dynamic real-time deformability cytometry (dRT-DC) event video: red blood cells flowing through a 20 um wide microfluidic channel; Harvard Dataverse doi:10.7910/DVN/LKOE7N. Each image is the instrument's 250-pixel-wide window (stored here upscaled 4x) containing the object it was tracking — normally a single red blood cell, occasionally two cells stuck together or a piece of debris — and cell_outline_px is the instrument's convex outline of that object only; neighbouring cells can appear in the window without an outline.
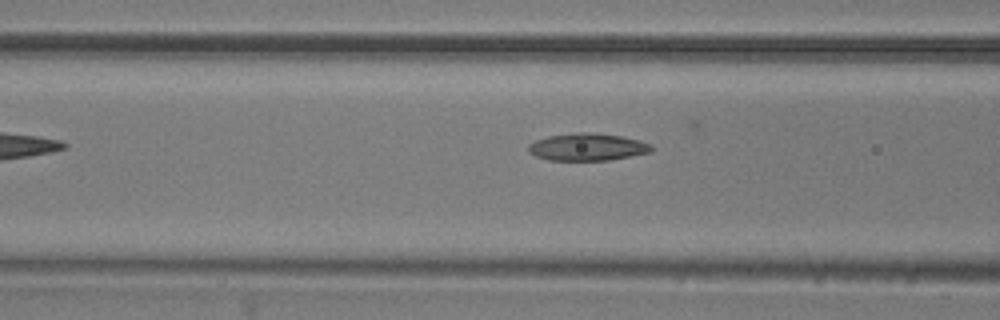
{"species": "common noctule bat (a hibernating species)", "species_latin": "Nyctalus noctula", "temperature_condition": "room temperature", "stored_images_in_passage": 8, "camera_frame_rate_fps": 3000, "um_per_image_px": 0.085, "animal": {"sex": "male", "body_mass_g": 20.5, "forearm_length_mm": 52.5}, "frame": {"image": 1, "passage_image": 4, "time_ms": 1.0, "image_size_px": [1000, 320], "cell_outline_px": [[652, 152], [608, 160], [548, 160], [536, 156], [528, 152], [528, 144], [536, 140], [548, 136], [576, 132], [588, 132], [624, 136], [640, 140], [652, 144]], "centroid_in_image_um": [49.94, 12.49], "position_along_channel_um": 116.7, "area_um2": 19.71}}
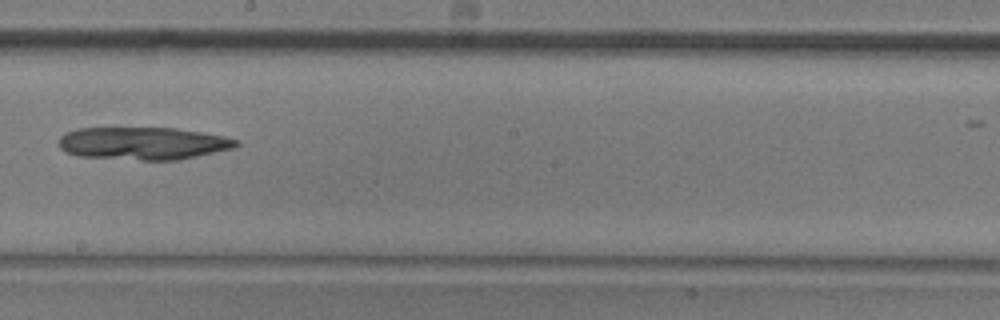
{"frame": {"image": 2, "passage_image": 7, "time_ms": 2.0, "image_size_px": [1000, 320], "cell_outline_px": [[240, 144], [236, 148], [180, 160], [140, 160], [76, 156], [64, 152], [60, 148], [60, 136], [68, 132], [80, 128], [176, 128], [224, 136], [240, 140]], "centroid_in_image_um": [12.21, 12.19], "position_along_channel_um": 236.0, "area_um2": 33.99}}
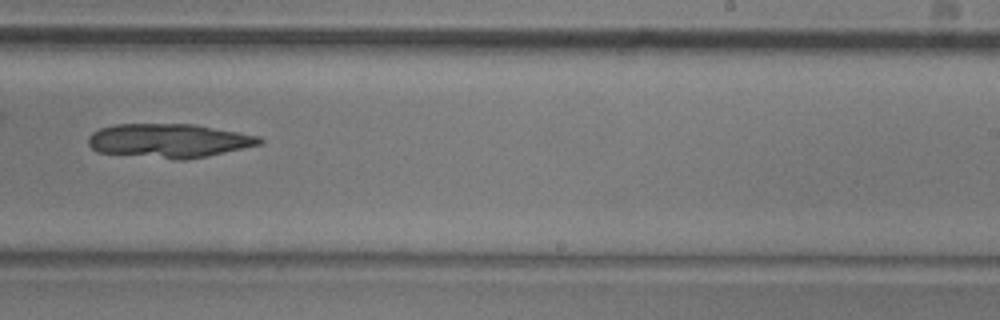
{"frame": {"image": 3, "passage_image": 8, "time_ms": 2.333, "image_size_px": [1000, 320], "cell_outline_px": [[264, 140], [260, 144], [208, 156], [184, 160], [176, 160], [96, 152], [88, 144], [88, 136], [92, 132], [100, 128], [116, 124], [192, 124], [260, 136]], "centroid_in_image_um": [14.32, 11.96], "position_along_channel_um": 274.7, "area_um2": 33.93}}